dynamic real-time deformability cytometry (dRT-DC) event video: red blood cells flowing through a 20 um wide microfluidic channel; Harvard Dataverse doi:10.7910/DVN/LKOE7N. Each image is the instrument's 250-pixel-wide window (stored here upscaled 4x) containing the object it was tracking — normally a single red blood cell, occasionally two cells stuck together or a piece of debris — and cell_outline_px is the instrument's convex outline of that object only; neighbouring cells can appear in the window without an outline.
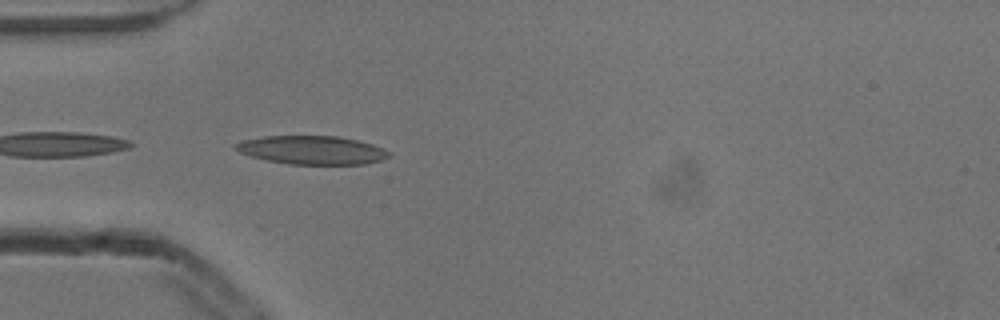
{"species": "common noctule bat (a hibernating species)", "species_latin": "Nyctalus noctula", "temperature_condition": "cold", "stored_images_in_passage": 4, "camera_frame_rate_fps": 3000, "um_per_image_px": 0.085, "animal": {"sex": "male", "body_mass_g": 13.3}, "frame": {"image": 1, "passage_image": 4, "time_ms": 1.0, "image_size_px": [1000, 320], "cell_outline_px": [[392, 156], [380, 160], [364, 164], [288, 164], [268, 160], [252, 156], [240, 152], [232, 148], [232, 144], [244, 140], [264, 136], [340, 136], [372, 144], [384, 148], [392, 152]], "centroid_in_image_um": [26.54, 12.75], "position_along_channel_um": 58.5, "area_um2": 25.55}}